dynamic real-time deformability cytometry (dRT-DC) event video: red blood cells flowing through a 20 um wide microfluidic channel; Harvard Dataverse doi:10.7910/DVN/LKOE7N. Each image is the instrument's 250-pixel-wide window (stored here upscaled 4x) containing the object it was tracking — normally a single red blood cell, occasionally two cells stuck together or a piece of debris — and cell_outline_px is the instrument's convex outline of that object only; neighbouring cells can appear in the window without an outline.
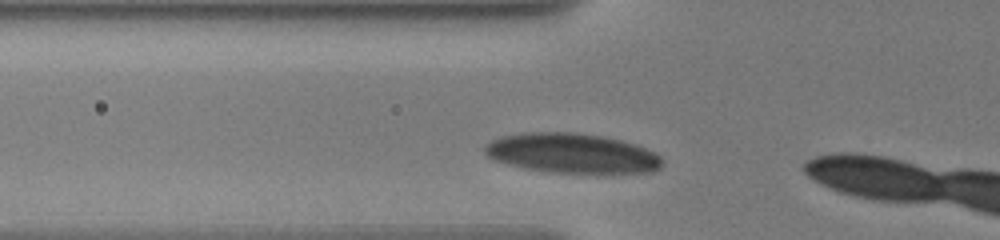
{"species": "human", "species_latin": "Homo sapiens", "temperature_condition": "warm", "stored_images_in_passage": 16, "camera_frame_rate_fps": 3000, "um_per_image_px": 0.085, "donor": {"sex": "male"}, "frame": {"image": 1, "passage_image": 2, "time_ms": 0.667, "image_size_px": [1000, 240], "cell_outline_px": [[664, 164], [660, 168], [652, 172], [552, 172], [528, 168], [492, 160], [484, 152], [484, 148], [492, 140], [500, 136], [524, 132], [576, 132], [604, 136], [636, 144], [656, 152], [664, 160]], "centroid_in_image_um": [48.65, 13.01], "position_along_channel_um": 77.2, "area_um2": 41.04}}
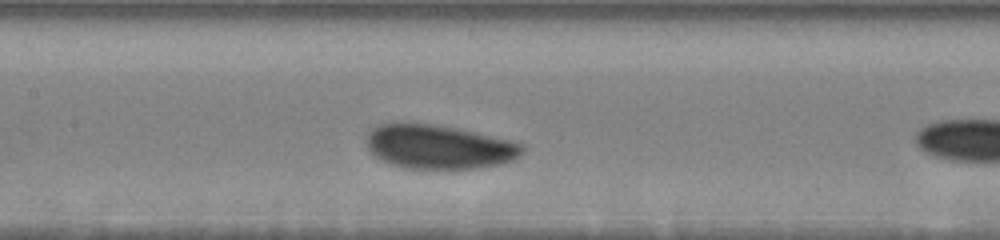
{"frame": {"image": 2, "passage_image": 8, "time_ms": 3.333, "image_size_px": [1000, 240], "cell_outline_px": [[524, 152], [520, 156], [512, 160], [500, 164], [480, 168], [404, 168], [388, 164], [372, 156], [368, 148], [368, 132], [372, 128], [380, 124], [428, 124], [456, 128], [508, 140], [520, 144], [524, 148]], "centroid_in_image_um": [37.27, 12.5], "position_along_channel_um": 170.1, "area_um2": 39.54}}
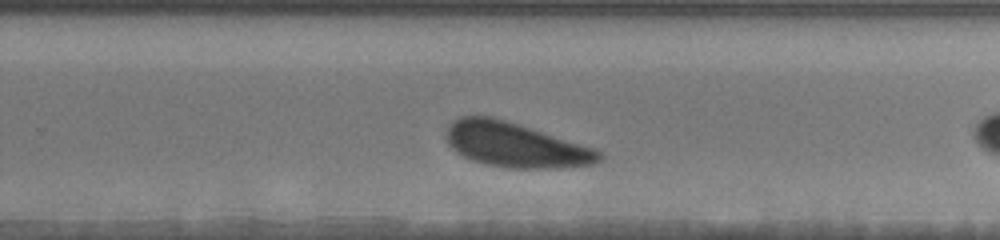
{"frame": {"image": 3, "passage_image": 15, "time_ms": 6.667, "image_size_px": [1000, 240], "cell_outline_px": [[604, 156], [596, 164], [560, 168], [504, 168], [484, 164], [472, 160], [456, 152], [448, 144], [448, 128], [460, 116], [492, 116], [596, 148]], "centroid_in_image_um": [43.86, 12.34], "position_along_channel_um": 285.9, "area_um2": 39.65}}